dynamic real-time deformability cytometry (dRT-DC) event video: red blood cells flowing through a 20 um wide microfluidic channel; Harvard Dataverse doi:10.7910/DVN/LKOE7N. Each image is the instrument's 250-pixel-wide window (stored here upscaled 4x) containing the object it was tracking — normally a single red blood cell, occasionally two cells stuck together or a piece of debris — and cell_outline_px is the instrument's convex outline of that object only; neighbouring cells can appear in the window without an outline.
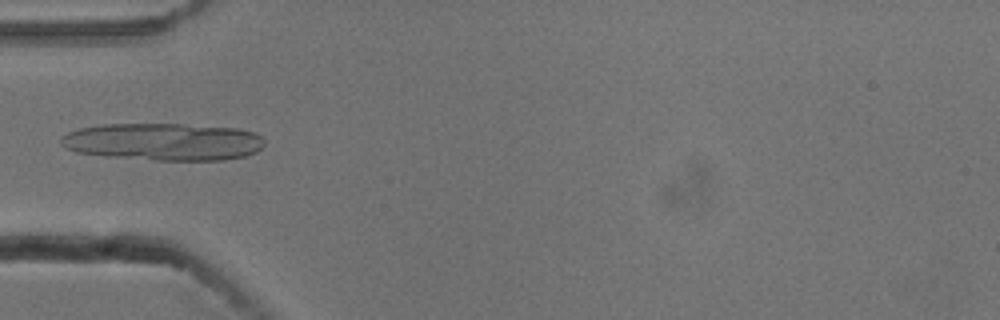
{"species": "common noctule bat (a hibernating species)", "species_latin": "Nyctalus noctula", "temperature_condition": "cold", "stored_images_in_passage": 37, "camera_frame_rate_fps": 3000, "um_per_image_px": 0.085, "animal": {"sex": "male", "body_mass_g": 13.3}, "frame": {"image": 1, "passage_image": 1, "time_ms": 0.0, "image_size_px": [1000, 320], "cell_outline_px": [[264, 144], [256, 152], [244, 156], [224, 160], [156, 160], [104, 156], [76, 152], [64, 148], [60, 144], [60, 136], [68, 132], [80, 128], [100, 124], [184, 124], [236, 128], [256, 132], [264, 140]], "centroid_in_image_um": [13.85, 12.04], "position_along_channel_um": 71.1, "area_um2": 44.62}}
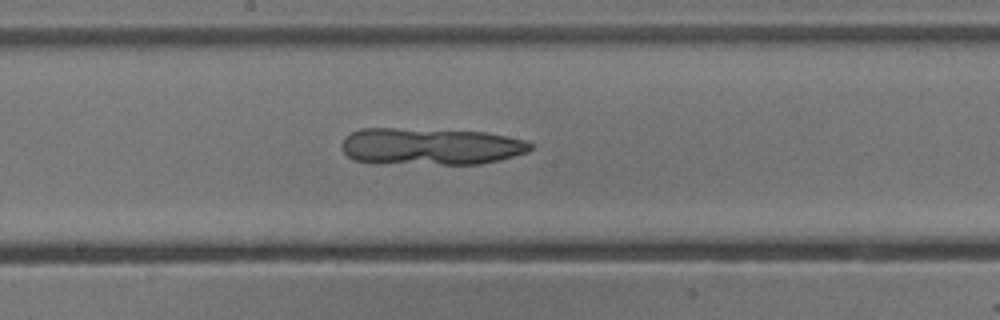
{"frame": {"image": 2, "passage_image": 12, "time_ms": 3.667, "image_size_px": [1000, 320], "cell_outline_px": [[532, 148], [528, 152], [500, 160], [480, 164], [372, 164], [356, 160], [348, 156], [340, 148], [340, 144], [344, 136], [360, 128], [396, 128], [484, 132], [528, 140], [532, 144]], "centroid_in_image_um": [36.55, 12.46], "position_along_channel_um": 211.7, "area_um2": 41.33}}
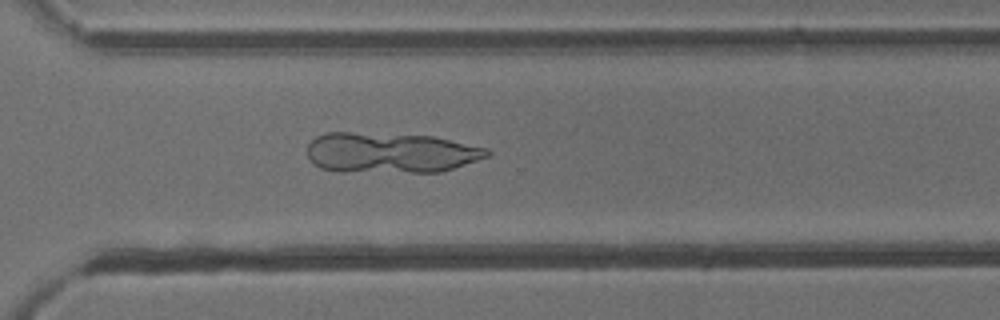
{"frame": {"image": 3, "passage_image": 22, "time_ms": 7.0, "image_size_px": [1000, 320], "cell_outline_px": [[492, 156], [440, 172], [340, 172], [320, 168], [312, 164], [308, 156], [308, 144], [316, 136], [324, 132], [348, 132], [432, 136], [488, 148], [492, 152]], "centroid_in_image_um": [33.19, 12.99], "position_along_channel_um": 337.4, "area_um2": 42.83}}